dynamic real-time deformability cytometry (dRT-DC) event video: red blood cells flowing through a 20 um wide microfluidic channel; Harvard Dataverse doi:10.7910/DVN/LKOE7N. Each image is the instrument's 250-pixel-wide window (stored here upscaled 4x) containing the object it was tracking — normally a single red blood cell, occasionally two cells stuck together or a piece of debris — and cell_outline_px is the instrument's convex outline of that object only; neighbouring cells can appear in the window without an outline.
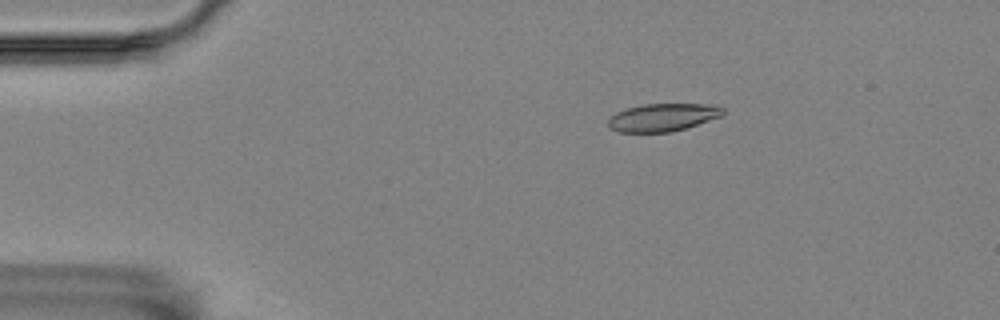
{"species": "Egyptian fruit bat (a non-hibernating species)", "species_latin": "Rousettus aegyptiacus", "temperature_condition": "room temperature", "stored_images_in_passage": 48, "camera_frame_rate_fps": 3000, "um_per_image_px": 0.085, "animal": {"sex": "female"}, "frame": {"image": 1, "passage_image": 1, "time_ms": 0.0, "image_size_px": [1000, 320], "cell_outline_px": [[724, 116], [672, 132], [616, 132], [608, 128], [608, 120], [616, 112], [624, 108], [644, 104], [716, 104], [724, 108]], "centroid_in_image_um": [56.35, 9.97], "position_along_channel_um": 28.7, "area_um2": 18.9}}
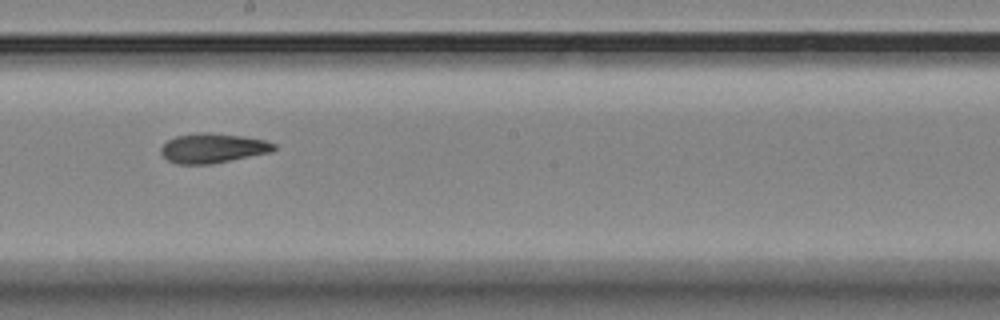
{"frame": {"image": 2, "passage_image": 23, "time_ms": 7.333, "image_size_px": [1000, 320], "cell_outline_px": [[276, 148], [272, 152], [208, 164], [176, 164], [168, 160], [160, 152], [160, 148], [168, 140], [176, 136], [200, 132], [212, 132], [244, 136], [264, 140], [276, 144]], "centroid_in_image_um": [18.09, 12.58], "position_along_channel_um": 230.1, "area_um2": 19.48}}
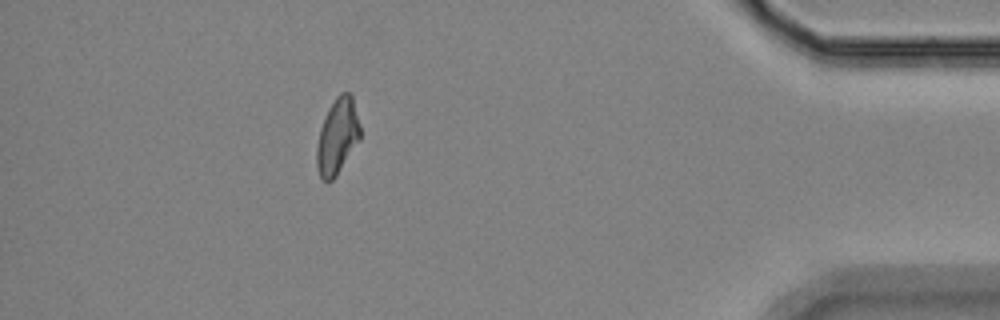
{"frame": {"image": 3, "passage_image": 42, "time_ms": 13.667, "image_size_px": [1000, 320], "cell_outline_px": [[360, 140], [336, 176], [332, 180], [320, 180], [316, 168], [316, 148], [320, 128], [328, 108], [336, 96], [340, 92], [348, 92], [352, 96], [360, 124]], "centroid_in_image_um": [28.66, 11.6], "position_along_channel_um": 406.5, "area_um2": 19.36}, "authors_computed_cell_mechanics": {"area_um2": 19.3052, "velocity_mm_per_s": 3.5096, "shape_relaxation_time_tau1_ms": null, "shape_relaxation_time_tau2_ms": 5.9786, "deformation_change_tau1": null, "deformation_change_tau2": 0.1435}}